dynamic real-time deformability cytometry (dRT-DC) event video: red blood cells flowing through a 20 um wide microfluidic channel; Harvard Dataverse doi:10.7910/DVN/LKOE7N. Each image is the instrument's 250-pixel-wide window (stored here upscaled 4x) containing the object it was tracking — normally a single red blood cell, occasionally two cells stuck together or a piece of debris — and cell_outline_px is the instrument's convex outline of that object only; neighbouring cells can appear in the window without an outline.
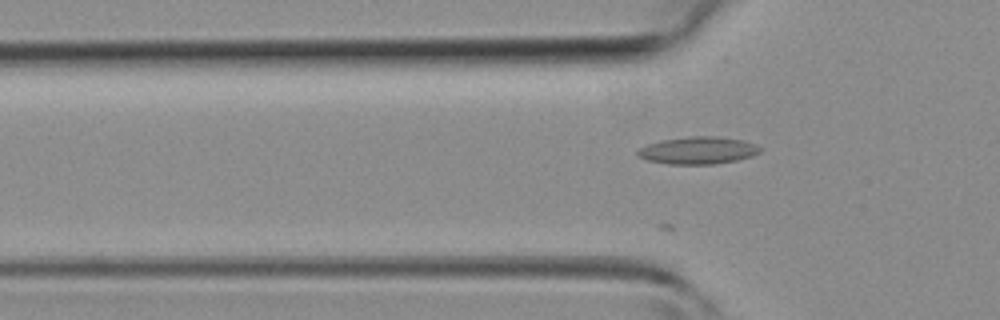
{"species": "common noctule bat (a hibernating species)", "species_latin": "Nyctalus noctula", "temperature_condition": "room temperature", "stored_images_in_passage": 13, "camera_frame_rate_fps": 3000, "um_per_image_px": 0.085, "animal": {"sex": "female", "body_mass_g": 19.3, "forearm_length_mm": 54.1}, "frame": {"image": 1, "passage_image": 3, "time_ms": 0.667, "image_size_px": [1000, 320], "cell_outline_px": [[764, 148], [760, 152], [752, 156], [736, 160], [712, 164], [668, 164], [648, 160], [636, 156], [636, 152], [640, 148], [648, 144], [660, 140], [692, 136], [716, 136], [740, 140], [756, 144]], "centroid_in_image_um": [59.33, 12.78], "position_along_channel_um": 66.5, "area_um2": 19.48}}
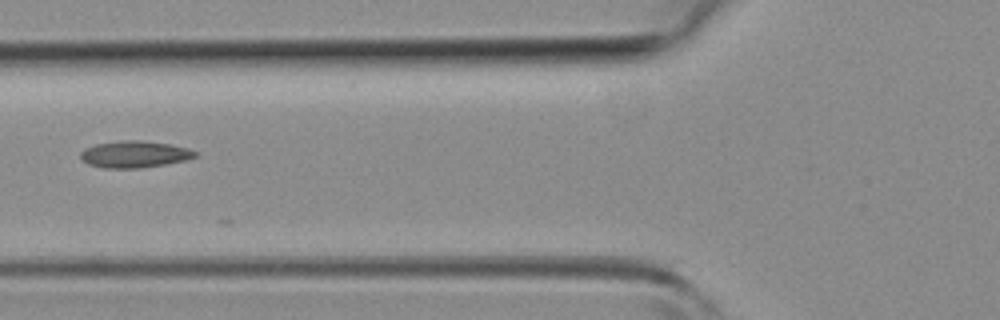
{"frame": {"image": 2, "passage_image": 6, "time_ms": 1.667, "image_size_px": [1000, 320], "cell_outline_px": [[196, 156], [184, 160], [164, 164], [140, 168], [104, 168], [88, 164], [80, 156], [80, 152], [84, 148], [96, 144], [124, 140], [140, 140], [168, 144], [188, 148], [196, 152]], "centroid_in_image_um": [11.4, 13.11], "position_along_channel_um": 114.4, "area_um2": 17.63}}
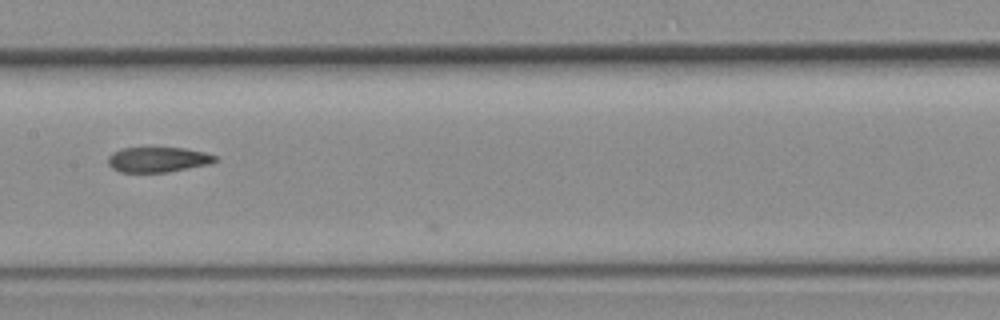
{"frame": {"image": 3, "passage_image": 11, "time_ms": 3.333, "image_size_px": [1000, 320], "cell_outline_px": [[216, 160], [208, 164], [168, 172], [120, 172], [112, 168], [108, 164], [108, 156], [112, 152], [120, 148], [184, 148], [204, 152], [216, 156]], "centroid_in_image_um": [13.37, 13.56], "position_along_channel_um": 194.0, "area_um2": 15.61}}